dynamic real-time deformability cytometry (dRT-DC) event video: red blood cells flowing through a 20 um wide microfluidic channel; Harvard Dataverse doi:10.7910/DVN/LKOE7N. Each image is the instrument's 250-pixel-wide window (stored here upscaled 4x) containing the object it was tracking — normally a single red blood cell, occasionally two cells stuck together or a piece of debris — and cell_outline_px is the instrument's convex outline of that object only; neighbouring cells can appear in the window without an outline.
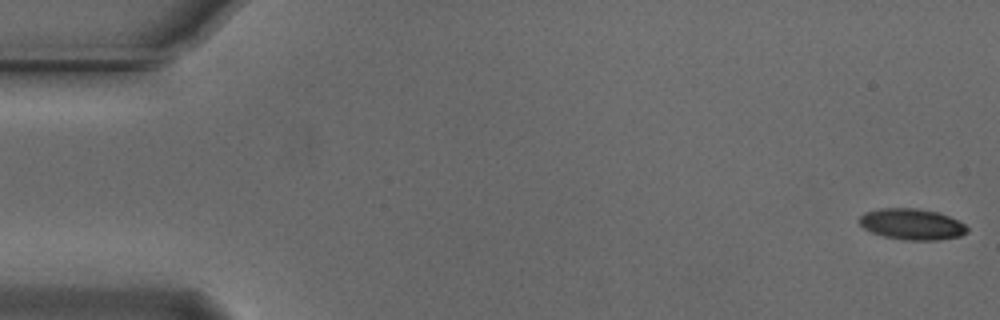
{"species": "Egyptian fruit bat (a non-hibernating species)", "species_latin": "Rousettus aegyptiacus", "temperature_condition": "cold", "stored_images_in_passage": 55, "camera_frame_rate_fps": 3000, "um_per_image_px": 0.085, "animal": {"sex": "male"}, "frame": {"image": 1, "passage_image": 1, "time_ms": 0.0, "image_size_px": [1000, 320], "cell_outline_px": [[968, 232], [960, 236], [940, 240], [908, 240], [884, 236], [872, 232], [864, 228], [860, 224], [860, 216], [864, 212], [880, 208], [916, 208], [936, 212], [948, 216], [964, 224], [968, 228]], "centroid_in_image_um": [77.51, 19.05], "position_along_channel_um": 7.5, "area_um2": 19.36}}
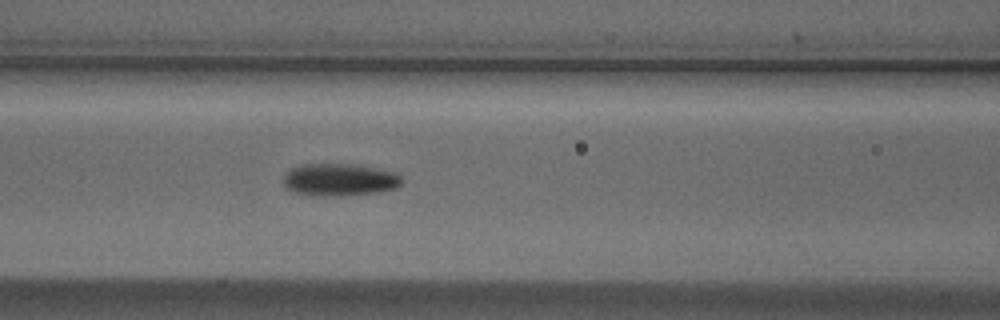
{"frame": {"image": 2, "passage_image": 23, "time_ms": 7.333, "image_size_px": [1000, 320], "cell_outline_px": [[404, 180], [396, 188], [380, 192], [328, 196], [324, 196], [296, 192], [288, 188], [284, 184], [284, 172], [292, 168], [304, 164], [356, 164], [396, 172]], "centroid_in_image_um": [28.9, 15.26], "position_along_channel_um": 137.7, "area_um2": 22.2}}
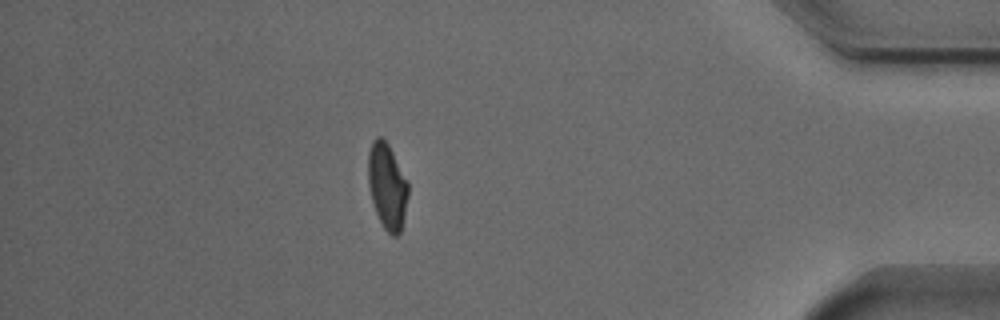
{"frame": {"image": 3, "passage_image": 48, "time_ms": 15.667, "image_size_px": [1000, 320], "cell_outline_px": [[408, 196], [400, 232], [396, 236], [392, 236], [384, 228], [376, 212], [372, 200], [368, 184], [368, 152], [372, 140], [376, 136], [380, 136], [388, 144], [408, 184]], "centroid_in_image_um": [32.88, 15.8], "position_along_channel_um": 402.3, "area_um2": 19.65}, "authors_computed_cell_mechanics": {"area_um2": 20.4612, "velocity_mm_per_s": 3.7284, "shape_relaxation_time_tau1_ms": 3.147, "shape_relaxation_time_tau2_ms": 2.2599, "deformation_change_tau1": 0.1634, "deformation_change_tau2": 0.0764}}